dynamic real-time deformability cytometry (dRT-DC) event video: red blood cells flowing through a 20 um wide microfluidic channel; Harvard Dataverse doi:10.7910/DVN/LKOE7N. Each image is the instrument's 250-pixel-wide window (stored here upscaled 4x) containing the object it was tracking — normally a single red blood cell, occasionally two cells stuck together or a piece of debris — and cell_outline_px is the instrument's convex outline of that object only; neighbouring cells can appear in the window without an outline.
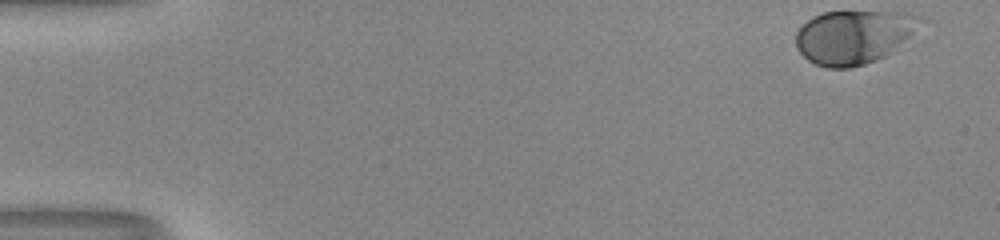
{"species": "human", "species_latin": "Homo sapiens", "temperature_condition": "room temperature", "stored_images_in_passage": 45, "camera_frame_rate_fps": 3000, "um_per_image_px": 0.085, "donor": {"sex": "male"}, "frame": {"image": 1, "passage_image": 1, "time_ms": 0.0, "image_size_px": [1000, 240], "cell_outline_px": [[928, 20], [884, 56], [876, 60], [864, 64], [848, 68], [828, 68], [816, 64], [808, 60], [800, 52], [796, 44], [796, 32], [812, 16], [824, 12], [912, 12], [924, 16]], "centroid_in_image_um": [72.61, 3.1], "position_along_channel_um": 12.4, "area_um2": 38.84}}
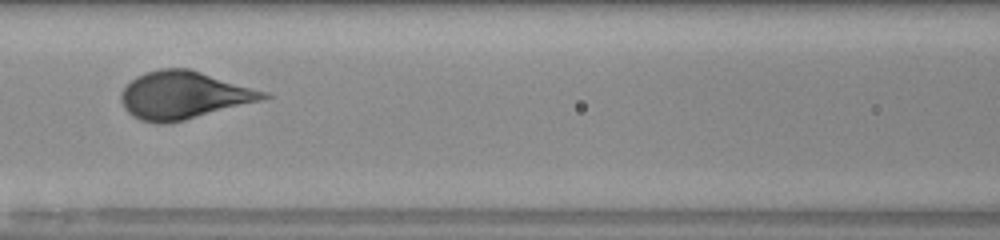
{"frame": {"image": 2, "passage_image": 23, "time_ms": 7.333, "image_size_px": [1000, 240], "cell_outline_px": [[272, 96], [260, 100], [184, 120], [164, 124], [156, 124], [140, 120], [132, 116], [124, 108], [120, 100], [120, 92], [136, 76], [160, 68], [192, 68], [268, 92]], "centroid_in_image_um": [15.59, 8.08], "position_along_channel_um": 151.0, "area_um2": 39.54}}
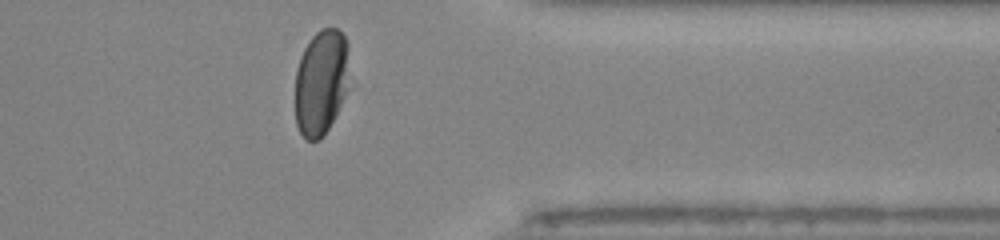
{"frame": {"image": 3, "passage_image": 41, "time_ms": 13.333, "image_size_px": [1000, 240], "cell_outline_px": [[348, 92], [328, 128], [320, 140], [304, 140], [296, 124], [296, 68], [300, 56], [304, 48], [312, 36], [320, 28], [336, 28], [344, 36], [348, 44]], "centroid_in_image_um": [27.29, 6.98], "position_along_channel_um": 384.1, "area_um2": 33.64}, "authors_computed_cell_mechanics": {"area_um2": 38.4948, "velocity_mm_per_s": 4.0342, "shape_relaxation_time_tau1_ms": 2.343, "shape_relaxation_time_tau2_ms": null, "deformation_change_tau1": 0.1581, "deformation_change_tau2": null}}